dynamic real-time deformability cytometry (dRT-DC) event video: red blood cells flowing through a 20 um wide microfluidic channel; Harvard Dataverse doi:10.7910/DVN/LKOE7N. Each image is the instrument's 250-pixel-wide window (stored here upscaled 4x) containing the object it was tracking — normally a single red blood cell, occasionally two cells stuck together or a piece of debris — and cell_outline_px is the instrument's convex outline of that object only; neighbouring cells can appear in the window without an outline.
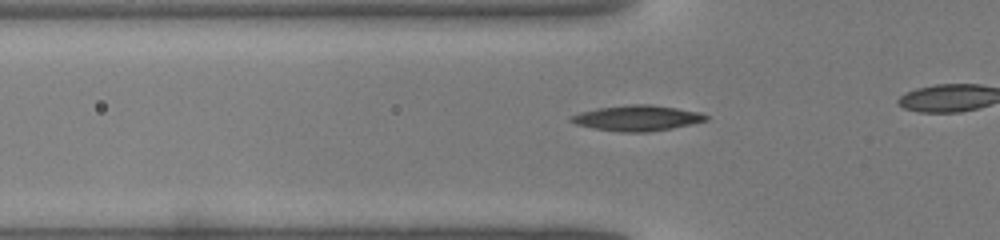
{"species": "common noctule bat (a hibernating species)", "species_latin": "Nyctalus noctula", "temperature_condition": "warm", "stored_images_in_passage": 32, "camera_frame_rate_fps": 3000, "um_per_image_px": 0.085, "animal": {"sex": "male", "body_mass_g": 19.0, "forearm_length_mm": 50.8}, "frame": {"image": 1, "passage_image": 12, "time_ms": 3.667, "image_size_px": [1000, 240], "cell_outline_px": [[708, 120], [692, 124], [672, 128], [648, 132], [620, 132], [592, 128], [576, 124], [568, 120], [568, 116], [580, 112], [596, 108], [632, 104], [652, 104], [700, 112], [708, 116]], "centroid_in_image_um": [54.13, 10.03], "position_along_channel_um": 71.7, "area_um2": 20.23}}
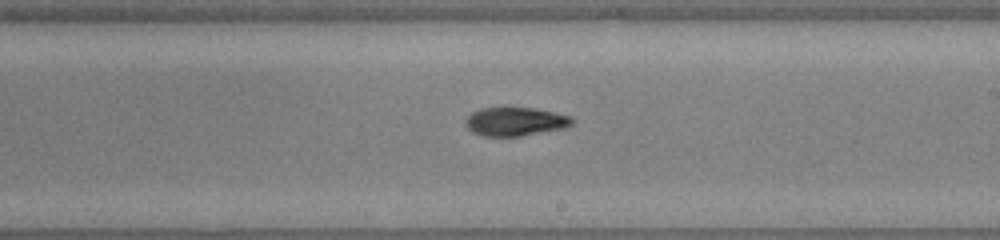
{"frame": {"image": 2, "passage_image": 23, "time_ms": 7.333, "image_size_px": [1000, 240], "cell_outline_px": [[576, 120], [572, 124], [564, 128], [520, 136], [484, 136], [472, 132], [464, 124], [464, 120], [472, 112], [480, 108], [532, 108], [572, 116]], "centroid_in_image_um": [43.79, 10.33], "position_along_channel_um": 245.2, "area_um2": 17.74}}
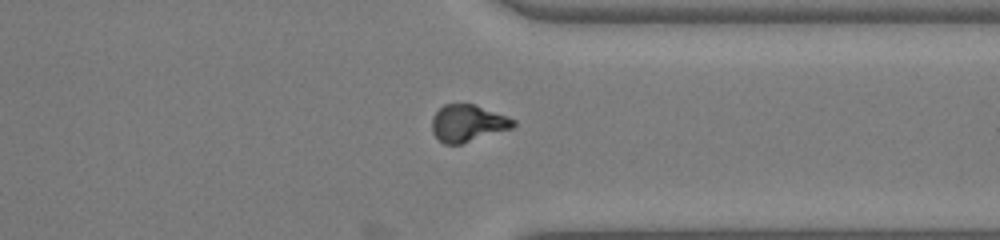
{"frame": {"image": 3, "passage_image": 31, "time_ms": 10.0, "image_size_px": [1000, 240], "cell_outline_px": [[516, 124], [512, 128], [460, 144], [444, 144], [432, 132], [432, 116], [444, 104], [476, 104], [516, 120]], "centroid_in_image_um": [39.75, 10.46], "position_along_channel_um": 371.6, "area_um2": 17.4}}